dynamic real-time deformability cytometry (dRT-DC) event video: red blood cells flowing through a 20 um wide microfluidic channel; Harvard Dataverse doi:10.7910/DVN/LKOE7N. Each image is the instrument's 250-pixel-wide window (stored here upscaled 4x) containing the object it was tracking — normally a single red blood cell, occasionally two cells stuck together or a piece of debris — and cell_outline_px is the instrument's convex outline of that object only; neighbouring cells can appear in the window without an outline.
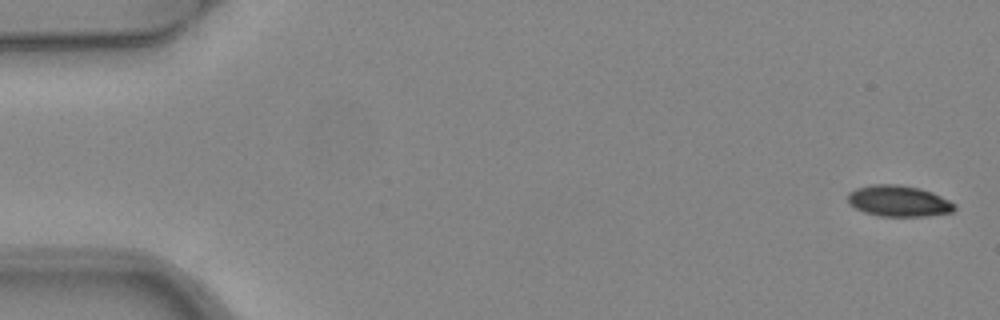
{"species": "common noctule bat (a hibernating species)", "species_latin": "Nyctalus noctula", "temperature_condition": "warm", "stored_images_in_passage": 6, "camera_frame_rate_fps": 3000, "um_per_image_px": 0.085, "animal": {"sex": "female", "body_mass_g": 24.6, "forearm_length_mm": 56.2}, "frame": {"image": 1, "passage_image": 1, "time_ms": 0.0, "image_size_px": [1000, 320], "cell_outline_px": [[956, 208], [952, 212], [928, 216], [880, 216], [864, 212], [848, 204], [848, 192], [856, 188], [872, 184], [896, 184], [920, 188], [932, 192], [956, 204]], "centroid_in_image_um": [76.37, 17.08], "position_along_channel_um": 8.6, "area_um2": 19.42}}
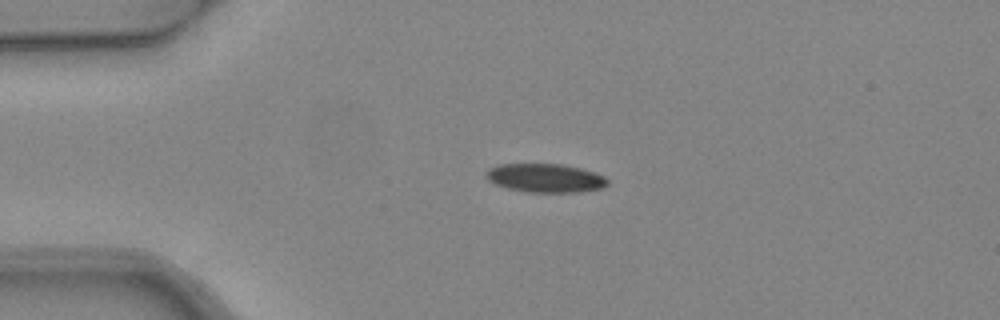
{"frame": {"image": 2, "passage_image": 4, "time_ms": 1.0, "image_size_px": [1000, 320], "cell_outline_px": [[608, 184], [604, 188], [580, 192], [524, 192], [508, 188], [496, 184], [488, 180], [484, 176], [484, 172], [488, 168], [496, 164], [560, 164], [580, 168], [596, 172], [604, 176], [608, 180]], "centroid_in_image_um": [46.34, 15.13], "position_along_channel_um": 38.7, "area_um2": 20.58}}
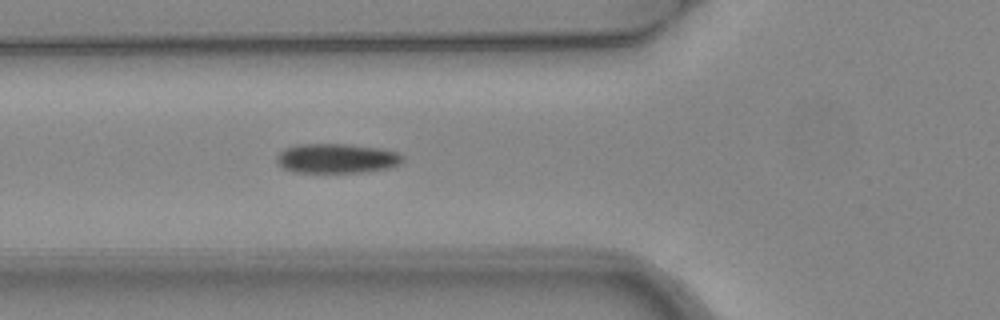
{"frame": {"image": 3, "passage_image": 6, "time_ms": 1.667, "image_size_px": [1000, 320], "cell_outline_px": [[404, 160], [400, 164], [392, 168], [364, 172], [292, 172], [276, 164], [276, 156], [284, 148], [296, 144], [352, 144], [384, 148], [396, 152], [404, 156]], "centroid_in_image_um": [28.64, 13.46], "position_along_channel_um": 97.2, "area_um2": 22.2}}